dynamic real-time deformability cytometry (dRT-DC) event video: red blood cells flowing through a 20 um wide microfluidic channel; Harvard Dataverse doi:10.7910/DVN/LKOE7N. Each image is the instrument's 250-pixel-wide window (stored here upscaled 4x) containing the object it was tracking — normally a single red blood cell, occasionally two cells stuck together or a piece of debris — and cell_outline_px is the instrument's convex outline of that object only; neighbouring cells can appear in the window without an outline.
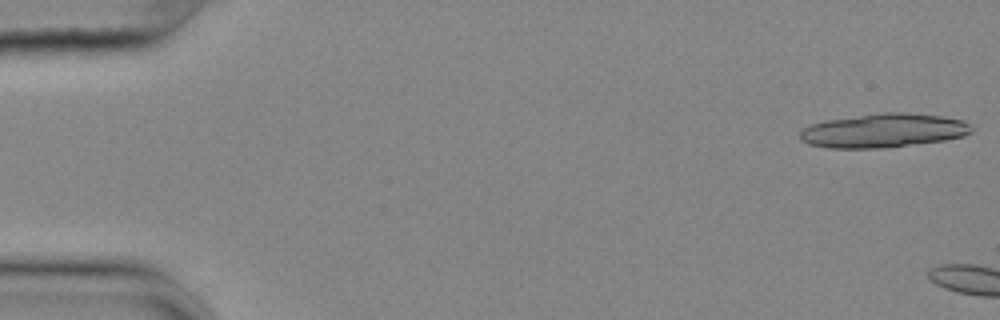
{"species": "common noctule bat (a hibernating species)", "species_latin": "Nyctalus noctula", "temperature_condition": "cold", "stored_images_in_passage": 4, "camera_frame_rate_fps": 3000, "um_per_image_px": 0.085, "animal": {"sex": "female", "body_mass_g": 25.1}, "frame": {"image": 1, "passage_image": 1, "time_ms": 0.0, "image_size_px": [1000, 320], "cell_outline_px": [[972, 132], [964, 136], [944, 140], [880, 148], [828, 148], [808, 144], [800, 140], [800, 132], [804, 128], [812, 124], [824, 120], [884, 112], [908, 112], [940, 116], [964, 120], [972, 124]], "centroid_in_image_um": [75.1, 11.09], "position_along_channel_um": 9.9, "area_um2": 33.99}}